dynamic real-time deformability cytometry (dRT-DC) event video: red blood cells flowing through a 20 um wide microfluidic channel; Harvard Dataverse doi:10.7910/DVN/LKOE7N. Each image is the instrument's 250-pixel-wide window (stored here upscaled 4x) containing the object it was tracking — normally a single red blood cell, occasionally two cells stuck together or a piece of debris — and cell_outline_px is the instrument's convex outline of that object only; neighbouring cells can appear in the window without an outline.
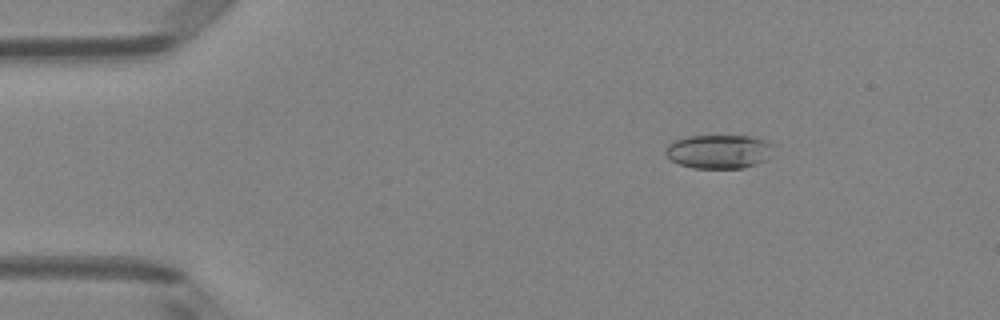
{"species": "Egyptian fruit bat (a non-hibernating species)", "species_latin": "Rousettus aegyptiacus", "temperature_condition": "room temperature", "stored_images_in_passage": 5, "camera_frame_rate_fps": 3000, "um_per_image_px": 0.085, "animal": {"sex": "female"}, "frame": {"image": 1, "passage_image": 3, "time_ms": 0.667, "image_size_px": [1000, 320], "cell_outline_px": [[776, 144], [768, 160], [744, 168], [692, 168], [680, 164], [672, 160], [664, 152], [668, 144], [676, 140], [688, 136], [748, 136], [764, 140]], "centroid_in_image_um": [61.16, 12.88], "position_along_channel_um": 23.8, "area_um2": 21.44}}